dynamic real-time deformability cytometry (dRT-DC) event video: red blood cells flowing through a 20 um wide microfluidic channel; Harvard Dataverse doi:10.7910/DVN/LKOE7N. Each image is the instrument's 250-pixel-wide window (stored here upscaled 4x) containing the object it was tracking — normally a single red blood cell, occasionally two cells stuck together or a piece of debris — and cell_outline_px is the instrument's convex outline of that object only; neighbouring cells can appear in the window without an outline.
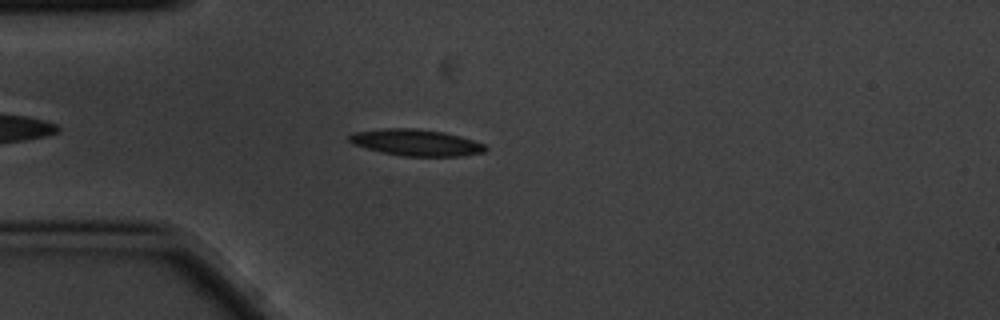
{"species": "common noctule bat (a hibernating species)", "species_latin": "Nyctalus noctula", "temperature_condition": "cold", "stored_images_in_passage": 5, "camera_frame_rate_fps": 3000, "um_per_image_px": 0.085, "animal": {"sex": "male", "body_mass_g": 20.1, "forearm_length_mm": 53.5}, "frame": {"image": 1, "passage_image": 5, "time_ms": 1.333, "image_size_px": [1000, 320], "cell_outline_px": [[488, 148], [484, 152], [460, 156], [404, 156], [384, 152], [368, 148], [356, 144], [348, 140], [348, 136], [352, 132], [384, 128], [416, 128], [444, 132], [460, 136], [484, 144]], "centroid_in_image_um": [35.38, 12.1], "position_along_channel_um": 49.6, "area_um2": 20.81}}